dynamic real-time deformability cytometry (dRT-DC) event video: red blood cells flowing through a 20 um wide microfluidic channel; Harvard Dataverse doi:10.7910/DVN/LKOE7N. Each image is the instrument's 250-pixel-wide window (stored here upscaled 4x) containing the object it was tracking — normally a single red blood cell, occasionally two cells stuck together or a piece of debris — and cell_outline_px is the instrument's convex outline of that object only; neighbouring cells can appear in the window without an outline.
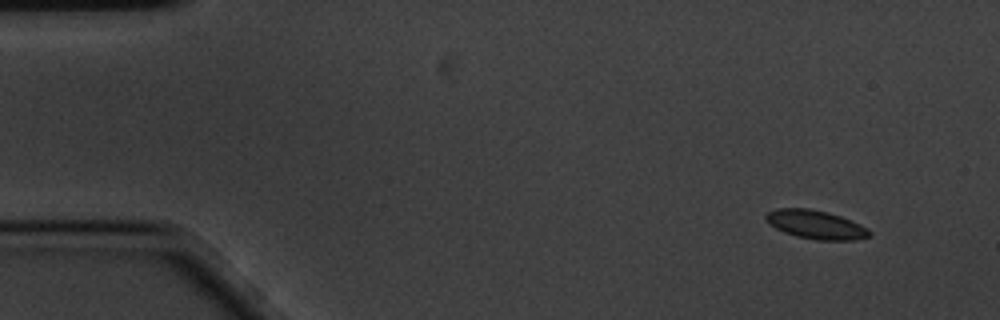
{"species": "common noctule bat (a hibernating species)", "species_latin": "Nyctalus noctula", "temperature_condition": "cold", "stored_images_in_passage": 4, "camera_frame_rate_fps": 3000, "um_per_image_px": 0.085, "animal": {"sex": "male", "body_mass_g": 20.1, "forearm_length_mm": 53.5}, "frame": {"image": 1, "passage_image": 1, "time_ms": 0.0, "image_size_px": [1000, 320], "cell_outline_px": [[872, 236], [856, 240], [816, 240], [796, 236], [784, 232], [768, 224], [764, 216], [768, 212], [776, 208], [808, 208], [828, 212], [852, 220], [868, 228], [872, 232]], "centroid_in_image_um": [69.36, 19.09], "position_along_channel_um": 15.6, "area_um2": 17.51}}
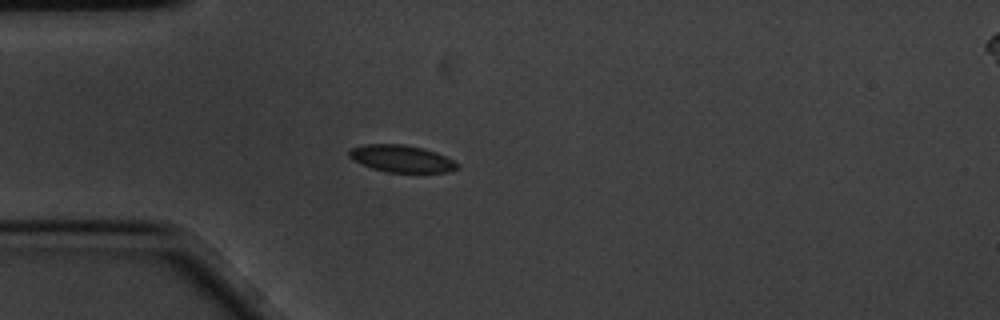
{"frame": {"image": 2, "passage_image": 4, "time_ms": 1.0, "image_size_px": [1000, 320], "cell_outline_px": [[460, 164], [456, 168], [448, 172], [384, 172], [360, 164], [352, 160], [348, 156], [348, 152], [352, 148], [364, 144], [400, 144], [424, 148], [436, 152]], "centroid_in_image_um": [34.08, 13.48], "position_along_channel_um": 50.9, "area_um2": 17.05}}